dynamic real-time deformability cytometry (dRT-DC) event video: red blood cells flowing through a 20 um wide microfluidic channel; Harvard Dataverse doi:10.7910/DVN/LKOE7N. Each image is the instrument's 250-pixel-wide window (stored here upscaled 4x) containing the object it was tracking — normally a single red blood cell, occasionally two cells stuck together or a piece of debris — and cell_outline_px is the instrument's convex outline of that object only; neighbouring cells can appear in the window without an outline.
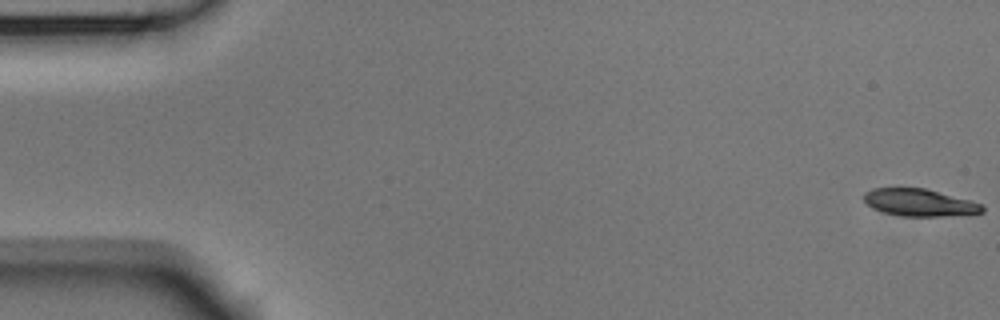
{"species": "Egyptian fruit bat (a non-hibernating species)", "species_latin": "Rousettus aegyptiacus", "temperature_condition": "room temperature", "stored_images_in_passage": 6, "camera_frame_rate_fps": 3000, "um_per_image_px": 0.085, "animal": {"sex": "male"}, "frame": {"image": 1, "passage_image": 1, "time_ms": 0.0, "image_size_px": [1000, 320], "cell_outline_px": [[984, 212], [940, 216], [900, 216], [884, 212], [872, 208], [864, 200], [864, 192], [872, 188], [924, 188], [968, 200], [980, 204], [984, 208]], "centroid_in_image_um": [78.09, 17.21], "position_along_channel_um": 6.9, "area_um2": 18.44}}
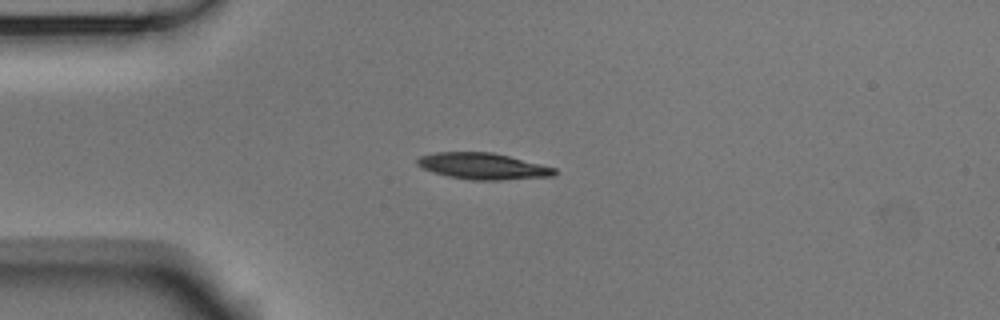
{"frame": {"image": 2, "passage_image": 4, "time_ms": 1.0, "image_size_px": [1000, 320], "cell_outline_px": [[556, 172], [552, 176], [500, 180], [472, 180], [448, 176], [432, 172], [416, 164], [416, 160], [420, 156], [436, 152], [492, 152], [556, 168]], "centroid_in_image_um": [41.02, 14.12], "position_along_channel_um": 44.0, "area_um2": 20.87}}
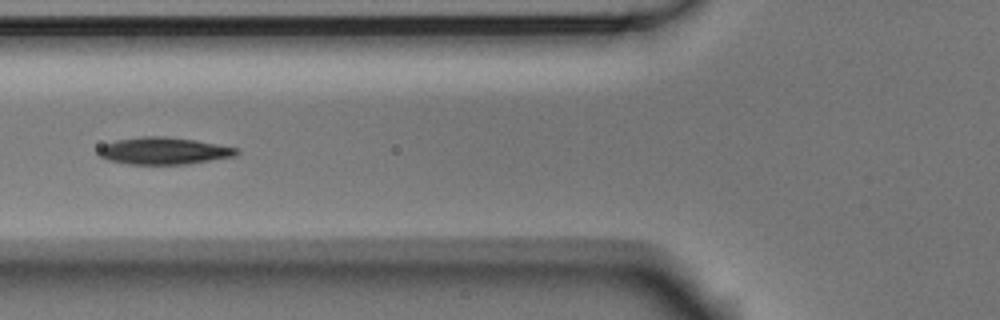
{"frame": {"image": 3, "passage_image": 6, "time_ms": 1.667, "image_size_px": [1000, 320], "cell_outline_px": [[240, 152], [236, 156], [188, 164], [128, 164], [108, 160], [100, 156], [96, 152], [96, 148], [104, 144], [116, 140], [144, 136], [164, 136], [196, 140], [240, 148]], "centroid_in_image_um": [13.93, 12.82], "position_along_channel_um": 111.9, "area_um2": 22.02}}